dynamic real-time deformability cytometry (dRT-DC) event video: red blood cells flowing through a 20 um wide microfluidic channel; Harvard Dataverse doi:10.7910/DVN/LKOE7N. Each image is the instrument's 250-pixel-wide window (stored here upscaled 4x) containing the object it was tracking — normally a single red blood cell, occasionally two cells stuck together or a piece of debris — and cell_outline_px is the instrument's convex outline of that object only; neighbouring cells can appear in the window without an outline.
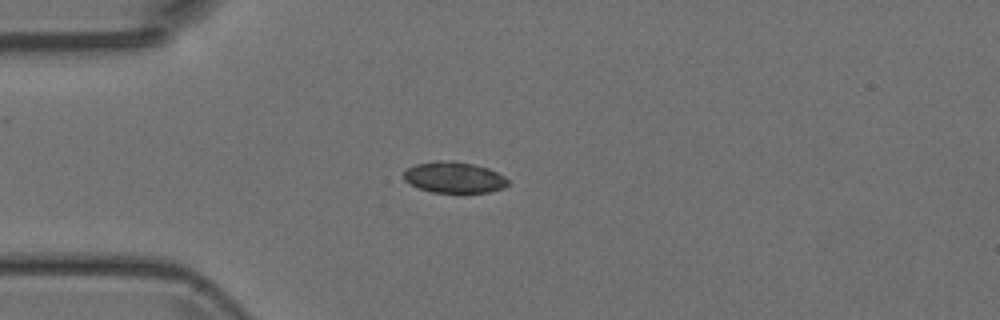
{"species": "Egyptian fruit bat (a non-hibernating species)", "species_latin": "Rousettus aegyptiacus", "temperature_condition": "room temperature", "stored_images_in_passage": 2, "camera_frame_rate_fps": 3000, "um_per_image_px": 0.085, "animal": {"sex": "female"}, "frame": {"image": 1, "passage_image": 1, "time_ms": 0.0, "image_size_px": [1000, 320], "cell_outline_px": [[508, 184], [504, 188], [488, 192], [432, 192], [420, 188], [404, 180], [404, 172], [408, 168], [416, 164], [440, 160], [452, 160], [472, 164], [488, 168], [504, 176], [508, 180]], "centroid_in_image_um": [38.61, 15.07], "position_along_channel_um": 46.4, "area_um2": 18.67}}